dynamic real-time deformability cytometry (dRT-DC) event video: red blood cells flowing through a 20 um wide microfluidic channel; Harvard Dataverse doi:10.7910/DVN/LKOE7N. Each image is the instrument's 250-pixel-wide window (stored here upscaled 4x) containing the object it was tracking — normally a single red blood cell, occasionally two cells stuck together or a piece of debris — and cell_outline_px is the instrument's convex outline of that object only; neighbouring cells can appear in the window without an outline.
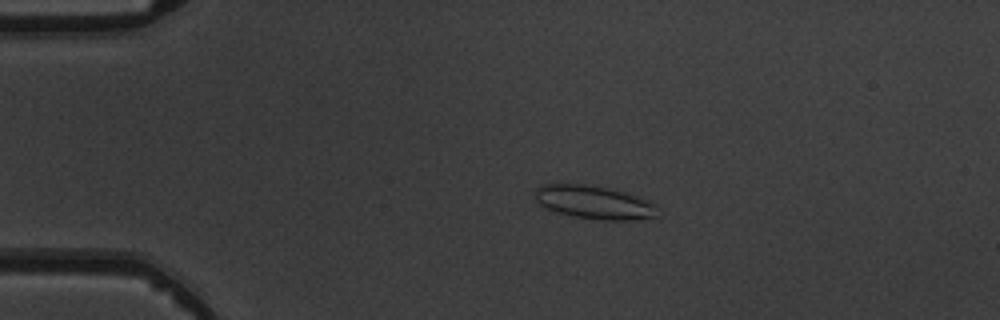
{"species": "common noctule bat (a hibernating species)", "species_latin": "Nyctalus noctula", "temperature_condition": "warm", "stored_images_in_passage": 8, "camera_frame_rate_fps": 3000, "um_per_image_px": 0.085, "animal": {"sex": "male", "body_mass_g": 19.5, "forearm_length_mm": 54.6}, "frame": {"image": 1, "passage_image": 4, "time_ms": 3.333, "image_size_px": [1000, 320], "cell_outline_px": [[656, 216], [632, 220], [600, 220], [576, 216], [556, 212], [540, 204], [536, 200], [536, 188], [540, 184], [584, 184], [608, 188], [624, 192], [636, 196], [656, 204]], "centroid_in_image_um": [50.48, 17.19], "position_along_channel_um": 34.5, "area_um2": 23.47}}
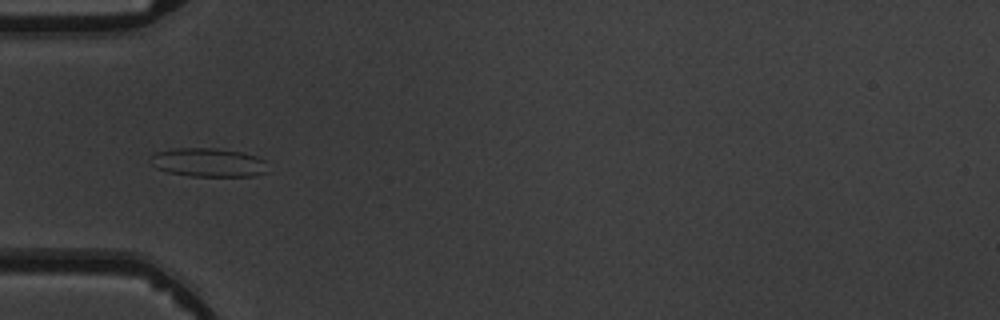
{"frame": {"image": 2, "passage_image": 6, "time_ms": 5.333, "image_size_px": [1000, 320], "cell_outline_px": [[268, 172], [256, 176], [188, 176], [168, 172], [156, 168], [148, 164], [148, 160], [156, 152], [172, 148], [216, 148], [244, 152], [256, 156], [264, 160]], "centroid_in_image_um": [17.68, 13.81], "position_along_channel_um": 67.3, "area_um2": 20.0}}
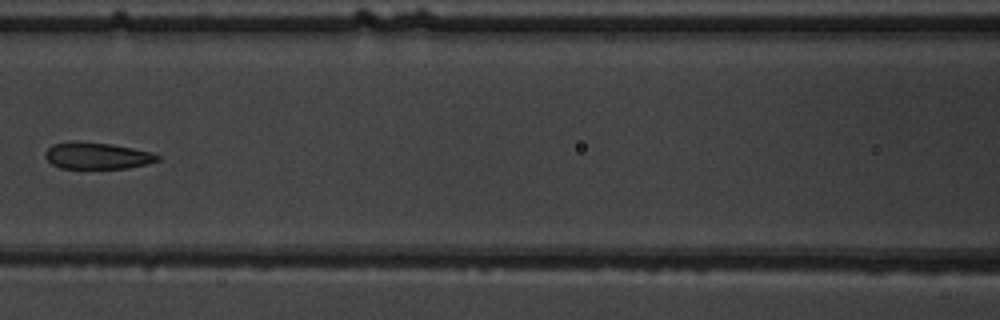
{"frame": {"image": 3, "passage_image": 8, "time_ms": 7.667, "image_size_px": [1000, 320], "cell_outline_px": [[160, 160], [148, 164], [128, 168], [60, 168], [52, 164], [44, 156], [44, 152], [52, 144], [68, 140], [72, 140], [112, 144], [152, 152], [160, 156]], "centroid_in_image_um": [8.23, 13.22], "position_along_channel_um": 158.4, "area_um2": 17.69}}